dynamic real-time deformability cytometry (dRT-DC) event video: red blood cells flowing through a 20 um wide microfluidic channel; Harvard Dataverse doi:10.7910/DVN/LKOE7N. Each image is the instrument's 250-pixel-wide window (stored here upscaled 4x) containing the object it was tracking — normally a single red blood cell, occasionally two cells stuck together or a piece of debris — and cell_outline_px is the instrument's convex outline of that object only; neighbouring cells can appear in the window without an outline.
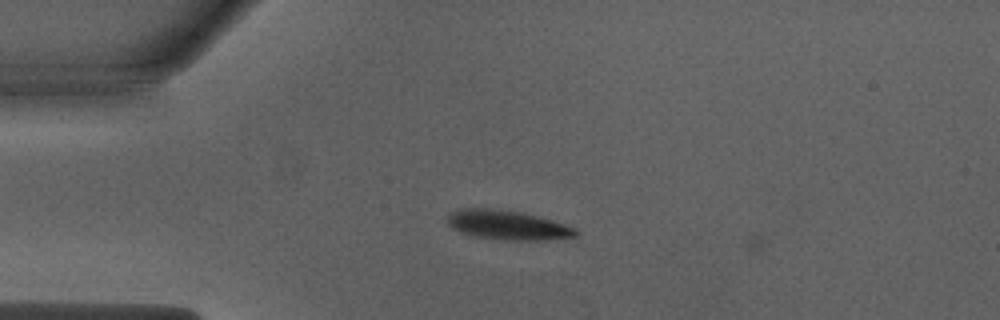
{"species": "Egyptian fruit bat (a non-hibernating species)", "species_latin": "Rousettus aegyptiacus", "temperature_condition": "warm", "stored_images_in_passage": 41, "camera_frame_rate_fps": 3000, "um_per_image_px": 0.085, "animal": {"sex": "male"}, "frame": {"image": 1, "passage_image": 1, "time_ms": 0.0, "image_size_px": [1000, 320], "cell_outline_px": [[580, 232], [576, 236], [540, 240], [508, 240], [476, 236], [460, 232], [448, 224], [448, 216], [456, 208], [492, 208], [520, 212], [552, 220], [576, 228]], "centroid_in_image_um": [43.14, 19.12], "position_along_channel_um": 41.9, "area_um2": 21.73}}
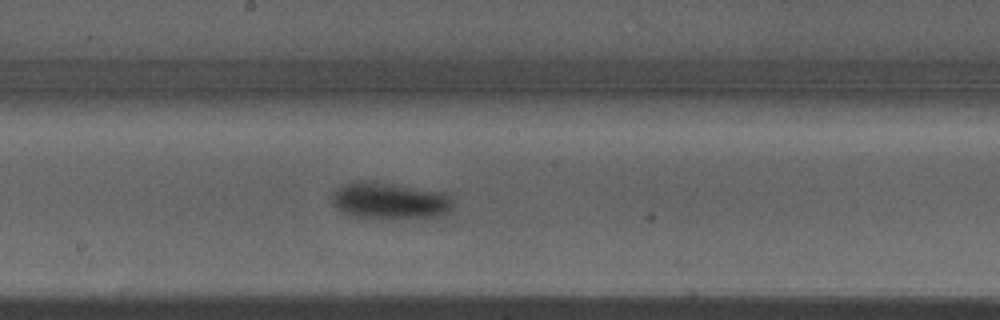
{"frame": {"image": 2, "passage_image": 16, "time_ms": 5.0, "image_size_px": [1000, 320], "cell_outline_px": [[452, 208], [444, 216], [356, 216], [344, 212], [332, 200], [332, 192], [344, 184], [356, 180], [364, 180], [444, 192], [448, 196], [452, 204]], "centroid_in_image_um": [33.13, 17.01], "position_along_channel_um": 215.1, "area_um2": 24.62}}
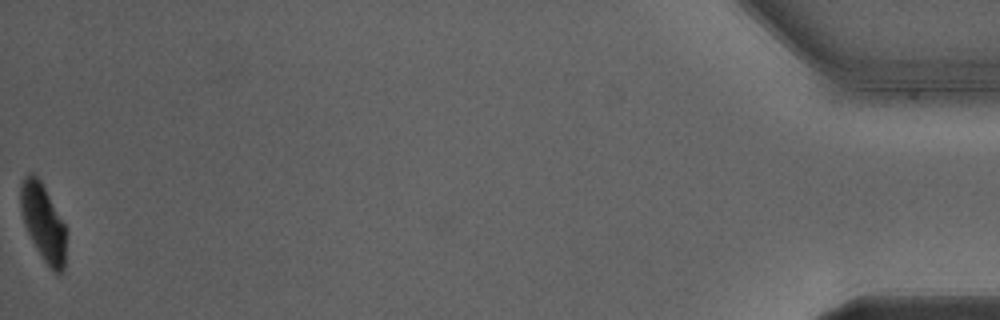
{"frame": {"image": 3, "passage_image": 40, "time_ms": 13.0, "image_size_px": [1000, 320], "cell_outline_px": [[64, 268], [60, 272], [52, 272], [36, 248], [24, 224], [20, 208], [20, 184], [24, 176], [28, 172], [32, 172], [40, 180], [64, 224]], "centroid_in_image_um": [3.62, 18.86], "position_along_channel_um": 431.6, "area_um2": 19.88}}